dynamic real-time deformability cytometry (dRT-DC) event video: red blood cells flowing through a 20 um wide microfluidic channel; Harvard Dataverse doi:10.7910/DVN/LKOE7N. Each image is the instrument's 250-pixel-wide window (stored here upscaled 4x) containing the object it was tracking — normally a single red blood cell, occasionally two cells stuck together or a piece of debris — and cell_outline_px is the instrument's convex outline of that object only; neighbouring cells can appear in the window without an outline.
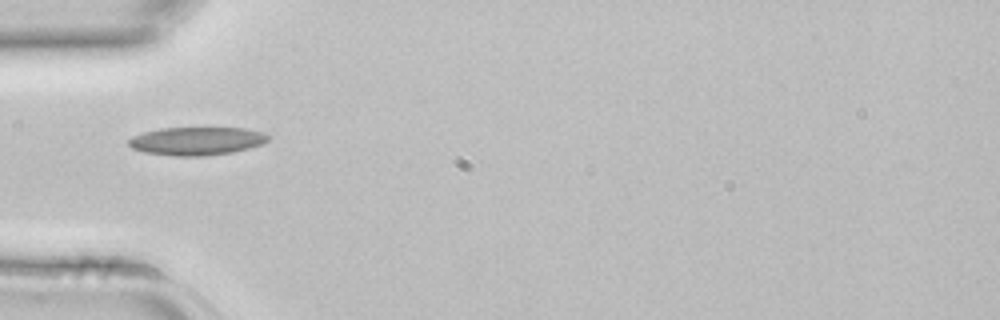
{"species": "common noctule bat (a hibernating species)", "species_latin": "Nyctalus noctula", "temperature_condition": "room temperature", "stored_images_in_passage": 3, "camera_frame_rate_fps": 3000, "um_per_image_px": 0.085, "animal": {"sex": "female", "body_mass_g": 22.7, "forearm_length_mm": 54.2}, "frame": {"image": 1, "passage_image": 3, "time_ms": 0.667, "image_size_px": [1000, 320], "cell_outline_px": [[268, 140], [264, 144], [232, 152], [204, 156], [172, 156], [144, 152], [132, 148], [128, 144], [128, 140], [132, 136], [144, 132], [160, 128], [244, 128], [264, 132], [268, 136]], "centroid_in_image_um": [16.71, 11.99], "position_along_channel_um": 68.3, "area_um2": 22.95}}